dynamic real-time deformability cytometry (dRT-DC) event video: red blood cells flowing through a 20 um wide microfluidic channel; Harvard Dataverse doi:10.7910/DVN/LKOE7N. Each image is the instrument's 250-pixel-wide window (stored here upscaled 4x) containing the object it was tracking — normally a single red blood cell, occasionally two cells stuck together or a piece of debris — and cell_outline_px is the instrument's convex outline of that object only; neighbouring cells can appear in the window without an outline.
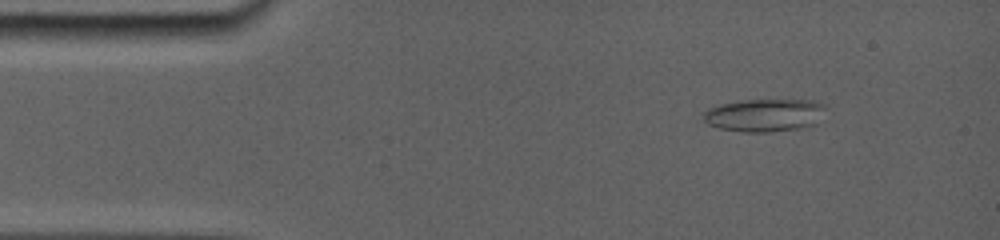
{"species": "common noctule bat (a hibernating species)", "species_latin": "Nyctalus noctula", "temperature_condition": "room temperature", "stored_images_in_passage": 28, "segment_of_instrument_passage": [1, 2], "camera_frame_rate_fps": 5000, "um_per_image_px": 0.085, "animal": {"sex": "female", "body_mass_g": 19.0, "forearm_length_mm": 56.7}, "frame": {"image": 1, "passage_image": 4, "time_ms": 1.8, "image_size_px": [1000, 240], "cell_outline_px": [[824, 108], [808, 124], [796, 128], [764, 132], [748, 132], [720, 128], [708, 124], [704, 120], [704, 112], [708, 108], [720, 104], [744, 100], [808, 100], [824, 104]], "centroid_in_image_um": [64.83, 9.77], "position_along_channel_um": 20.2, "area_um2": 22.31}}
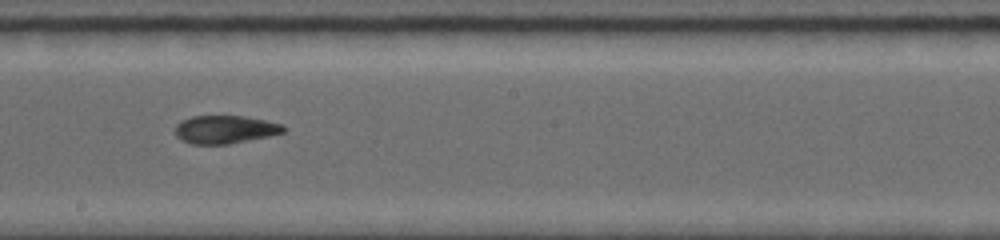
{"frame": {"image": 2, "passage_image": 16, "time_ms": 9.0, "image_size_px": [1000, 240], "cell_outline_px": [[284, 132], [268, 136], [228, 144], [192, 144], [180, 140], [176, 136], [176, 124], [180, 120], [192, 116], [244, 116], [264, 120], [280, 124], [284, 128]], "centroid_in_image_um": [19.06, 11.0], "position_along_channel_um": 229.1, "area_um2": 17.57}}
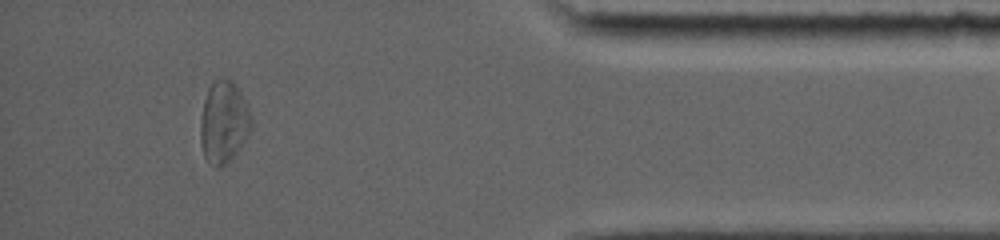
{"frame": {"image": 3, "passage_image": 25, "time_ms": 14.6, "image_size_px": [1000, 240], "cell_outline_px": [[252, 124], [244, 140], [236, 152], [224, 164], [216, 168], [204, 156], [200, 144], [200, 120], [204, 100], [208, 88], [216, 80], [232, 80], [240, 92], [248, 108], [252, 120]], "centroid_in_image_um": [18.98, 10.38], "position_along_channel_um": 416.2, "area_um2": 23.7}}